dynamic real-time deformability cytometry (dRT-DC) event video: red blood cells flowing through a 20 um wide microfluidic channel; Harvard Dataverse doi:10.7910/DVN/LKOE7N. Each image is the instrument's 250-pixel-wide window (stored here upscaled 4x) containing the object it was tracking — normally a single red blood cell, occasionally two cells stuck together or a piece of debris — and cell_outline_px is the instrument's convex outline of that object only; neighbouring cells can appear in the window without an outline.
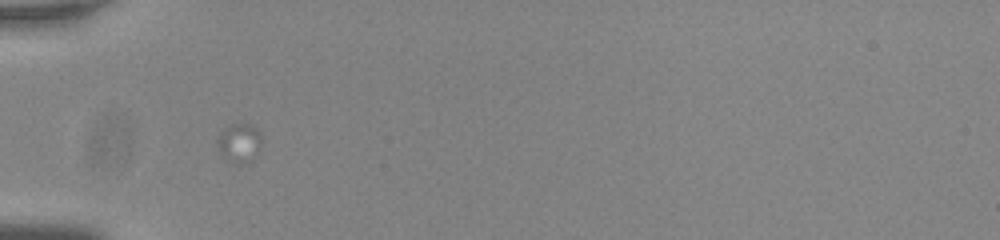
{"species": "common noctule bat (a hibernating species)", "species_latin": "Nyctalus noctula", "temperature_condition": "room temperature", "stored_images_in_passage": 11, "camera_frame_rate_fps": 3000, "um_per_image_px": 0.085, "animal": {"sex": "male", "body_mass_g": 20.0, "forearm_length_mm": 53.3}, "frame": {"image": 1, "passage_image": 1, "time_ms": 0.0, "image_size_px": [1000, 240], "cell_outline_px": [[260, 148], [252, 160], [248, 164], [236, 164], [228, 160], [220, 152], [216, 144], [216, 140], [220, 132], [232, 124], [252, 124], [260, 132]], "centroid_in_image_um": [20.34, 12.16], "position_along_channel_um": 64.7, "area_um2": 10.12}}